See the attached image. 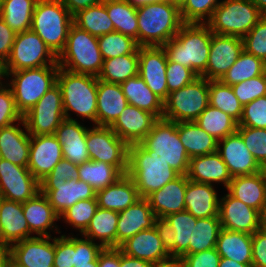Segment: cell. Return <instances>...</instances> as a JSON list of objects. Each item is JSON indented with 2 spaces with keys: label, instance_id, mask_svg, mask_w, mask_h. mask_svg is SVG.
<instances>
[{
  "label": "cell",
  "instance_id": "cell-1",
  "mask_svg": "<svg viewBox=\"0 0 266 267\" xmlns=\"http://www.w3.org/2000/svg\"><path fill=\"white\" fill-rule=\"evenodd\" d=\"M212 34L207 24L184 23L162 47L170 62L188 67L200 76L207 67Z\"/></svg>",
  "mask_w": 266,
  "mask_h": 267
},
{
  "label": "cell",
  "instance_id": "cell-2",
  "mask_svg": "<svg viewBox=\"0 0 266 267\" xmlns=\"http://www.w3.org/2000/svg\"><path fill=\"white\" fill-rule=\"evenodd\" d=\"M138 46H164L184 24L180 9L170 1L149 3L137 8Z\"/></svg>",
  "mask_w": 266,
  "mask_h": 267
},
{
  "label": "cell",
  "instance_id": "cell-3",
  "mask_svg": "<svg viewBox=\"0 0 266 267\" xmlns=\"http://www.w3.org/2000/svg\"><path fill=\"white\" fill-rule=\"evenodd\" d=\"M56 83L61 90L65 119L77 121L81 117L82 121L88 119L97 125L98 78L59 67ZM70 111L78 118L71 117Z\"/></svg>",
  "mask_w": 266,
  "mask_h": 267
},
{
  "label": "cell",
  "instance_id": "cell-4",
  "mask_svg": "<svg viewBox=\"0 0 266 267\" xmlns=\"http://www.w3.org/2000/svg\"><path fill=\"white\" fill-rule=\"evenodd\" d=\"M73 15L59 0H38L31 30L35 32L58 57L64 50Z\"/></svg>",
  "mask_w": 266,
  "mask_h": 267
},
{
  "label": "cell",
  "instance_id": "cell-5",
  "mask_svg": "<svg viewBox=\"0 0 266 267\" xmlns=\"http://www.w3.org/2000/svg\"><path fill=\"white\" fill-rule=\"evenodd\" d=\"M126 174L133 180L140 198H146L180 175L169 163L150 156L139 144L129 145Z\"/></svg>",
  "mask_w": 266,
  "mask_h": 267
},
{
  "label": "cell",
  "instance_id": "cell-6",
  "mask_svg": "<svg viewBox=\"0 0 266 267\" xmlns=\"http://www.w3.org/2000/svg\"><path fill=\"white\" fill-rule=\"evenodd\" d=\"M103 61L98 37L73 24L70 27L65 48L57 57L59 67L73 73L98 77Z\"/></svg>",
  "mask_w": 266,
  "mask_h": 267
},
{
  "label": "cell",
  "instance_id": "cell-7",
  "mask_svg": "<svg viewBox=\"0 0 266 267\" xmlns=\"http://www.w3.org/2000/svg\"><path fill=\"white\" fill-rule=\"evenodd\" d=\"M150 156L160 158L180 175H186L190 157L179 138L177 122L158 119L151 131L138 143Z\"/></svg>",
  "mask_w": 266,
  "mask_h": 267
},
{
  "label": "cell",
  "instance_id": "cell-8",
  "mask_svg": "<svg viewBox=\"0 0 266 267\" xmlns=\"http://www.w3.org/2000/svg\"><path fill=\"white\" fill-rule=\"evenodd\" d=\"M59 66H43L5 72L6 84L10 87L17 110L22 116L27 113L57 81Z\"/></svg>",
  "mask_w": 266,
  "mask_h": 267
},
{
  "label": "cell",
  "instance_id": "cell-9",
  "mask_svg": "<svg viewBox=\"0 0 266 267\" xmlns=\"http://www.w3.org/2000/svg\"><path fill=\"white\" fill-rule=\"evenodd\" d=\"M262 16L251 0H222L206 24L215 34L243 38Z\"/></svg>",
  "mask_w": 266,
  "mask_h": 267
},
{
  "label": "cell",
  "instance_id": "cell-10",
  "mask_svg": "<svg viewBox=\"0 0 266 267\" xmlns=\"http://www.w3.org/2000/svg\"><path fill=\"white\" fill-rule=\"evenodd\" d=\"M210 80L199 76L193 82L168 94L163 102V118L173 122H192L209 105Z\"/></svg>",
  "mask_w": 266,
  "mask_h": 267
},
{
  "label": "cell",
  "instance_id": "cell-11",
  "mask_svg": "<svg viewBox=\"0 0 266 267\" xmlns=\"http://www.w3.org/2000/svg\"><path fill=\"white\" fill-rule=\"evenodd\" d=\"M43 66H59L57 56L31 29L16 33L10 56L4 63V72Z\"/></svg>",
  "mask_w": 266,
  "mask_h": 267
},
{
  "label": "cell",
  "instance_id": "cell-12",
  "mask_svg": "<svg viewBox=\"0 0 266 267\" xmlns=\"http://www.w3.org/2000/svg\"><path fill=\"white\" fill-rule=\"evenodd\" d=\"M88 128L86 144L91 161L115 166L123 175L128 169L129 145L119 138L110 126L93 125Z\"/></svg>",
  "mask_w": 266,
  "mask_h": 267
},
{
  "label": "cell",
  "instance_id": "cell-13",
  "mask_svg": "<svg viewBox=\"0 0 266 267\" xmlns=\"http://www.w3.org/2000/svg\"><path fill=\"white\" fill-rule=\"evenodd\" d=\"M31 136L54 134L65 119L61 90L56 83L23 115Z\"/></svg>",
  "mask_w": 266,
  "mask_h": 267
},
{
  "label": "cell",
  "instance_id": "cell-14",
  "mask_svg": "<svg viewBox=\"0 0 266 267\" xmlns=\"http://www.w3.org/2000/svg\"><path fill=\"white\" fill-rule=\"evenodd\" d=\"M38 192L39 181L27 167L0 158V193L3 199L25 203Z\"/></svg>",
  "mask_w": 266,
  "mask_h": 267
},
{
  "label": "cell",
  "instance_id": "cell-15",
  "mask_svg": "<svg viewBox=\"0 0 266 267\" xmlns=\"http://www.w3.org/2000/svg\"><path fill=\"white\" fill-rule=\"evenodd\" d=\"M243 50L242 38L213 33L207 67L200 76L207 80H220Z\"/></svg>",
  "mask_w": 266,
  "mask_h": 267
},
{
  "label": "cell",
  "instance_id": "cell-16",
  "mask_svg": "<svg viewBox=\"0 0 266 267\" xmlns=\"http://www.w3.org/2000/svg\"><path fill=\"white\" fill-rule=\"evenodd\" d=\"M138 75L148 88L163 102L168 97L167 88V56L162 46L139 47Z\"/></svg>",
  "mask_w": 266,
  "mask_h": 267
},
{
  "label": "cell",
  "instance_id": "cell-17",
  "mask_svg": "<svg viewBox=\"0 0 266 267\" xmlns=\"http://www.w3.org/2000/svg\"><path fill=\"white\" fill-rule=\"evenodd\" d=\"M219 219L223 229L250 235L261 228V213L229 193L220 197Z\"/></svg>",
  "mask_w": 266,
  "mask_h": 267
},
{
  "label": "cell",
  "instance_id": "cell-18",
  "mask_svg": "<svg viewBox=\"0 0 266 267\" xmlns=\"http://www.w3.org/2000/svg\"><path fill=\"white\" fill-rule=\"evenodd\" d=\"M7 252L24 267H53L55 237L34 236L27 238L12 244Z\"/></svg>",
  "mask_w": 266,
  "mask_h": 267
},
{
  "label": "cell",
  "instance_id": "cell-19",
  "mask_svg": "<svg viewBox=\"0 0 266 267\" xmlns=\"http://www.w3.org/2000/svg\"><path fill=\"white\" fill-rule=\"evenodd\" d=\"M217 152L228 167L232 177L253 175L262 171V167L255 160L237 131L218 141Z\"/></svg>",
  "mask_w": 266,
  "mask_h": 267
},
{
  "label": "cell",
  "instance_id": "cell-20",
  "mask_svg": "<svg viewBox=\"0 0 266 267\" xmlns=\"http://www.w3.org/2000/svg\"><path fill=\"white\" fill-rule=\"evenodd\" d=\"M61 148L54 134L31 136L27 168L39 182L62 160Z\"/></svg>",
  "mask_w": 266,
  "mask_h": 267
},
{
  "label": "cell",
  "instance_id": "cell-21",
  "mask_svg": "<svg viewBox=\"0 0 266 267\" xmlns=\"http://www.w3.org/2000/svg\"><path fill=\"white\" fill-rule=\"evenodd\" d=\"M54 211L60 216L80 200L96 198V191L82 180L70 179L62 183H39Z\"/></svg>",
  "mask_w": 266,
  "mask_h": 267
},
{
  "label": "cell",
  "instance_id": "cell-22",
  "mask_svg": "<svg viewBox=\"0 0 266 267\" xmlns=\"http://www.w3.org/2000/svg\"><path fill=\"white\" fill-rule=\"evenodd\" d=\"M157 120L154 114L128 105L110 128L128 145L138 144L151 131Z\"/></svg>",
  "mask_w": 266,
  "mask_h": 267
},
{
  "label": "cell",
  "instance_id": "cell-23",
  "mask_svg": "<svg viewBox=\"0 0 266 267\" xmlns=\"http://www.w3.org/2000/svg\"><path fill=\"white\" fill-rule=\"evenodd\" d=\"M23 213L22 203L0 200V247L8 249L12 244L34 237Z\"/></svg>",
  "mask_w": 266,
  "mask_h": 267
},
{
  "label": "cell",
  "instance_id": "cell-24",
  "mask_svg": "<svg viewBox=\"0 0 266 267\" xmlns=\"http://www.w3.org/2000/svg\"><path fill=\"white\" fill-rule=\"evenodd\" d=\"M118 214L116 247L138 232L152 228L156 219L146 198H139L133 205Z\"/></svg>",
  "mask_w": 266,
  "mask_h": 267
},
{
  "label": "cell",
  "instance_id": "cell-25",
  "mask_svg": "<svg viewBox=\"0 0 266 267\" xmlns=\"http://www.w3.org/2000/svg\"><path fill=\"white\" fill-rule=\"evenodd\" d=\"M88 127L80 121L64 119L54 135L62 145L63 158L70 162L81 165L90 160L86 144Z\"/></svg>",
  "mask_w": 266,
  "mask_h": 267
},
{
  "label": "cell",
  "instance_id": "cell-26",
  "mask_svg": "<svg viewBox=\"0 0 266 267\" xmlns=\"http://www.w3.org/2000/svg\"><path fill=\"white\" fill-rule=\"evenodd\" d=\"M17 123V126H16ZM20 124L25 129L20 128ZM31 135L24 119L0 129V158L28 167Z\"/></svg>",
  "mask_w": 266,
  "mask_h": 267
},
{
  "label": "cell",
  "instance_id": "cell-27",
  "mask_svg": "<svg viewBox=\"0 0 266 267\" xmlns=\"http://www.w3.org/2000/svg\"><path fill=\"white\" fill-rule=\"evenodd\" d=\"M118 248L128 256L139 258L152 264L171 258L154 226L138 232Z\"/></svg>",
  "mask_w": 266,
  "mask_h": 267
},
{
  "label": "cell",
  "instance_id": "cell-28",
  "mask_svg": "<svg viewBox=\"0 0 266 267\" xmlns=\"http://www.w3.org/2000/svg\"><path fill=\"white\" fill-rule=\"evenodd\" d=\"M186 176L189 180L198 183L211 185H215L214 182L221 183L225 189L228 188L233 178L217 151L191 157Z\"/></svg>",
  "mask_w": 266,
  "mask_h": 267
},
{
  "label": "cell",
  "instance_id": "cell-29",
  "mask_svg": "<svg viewBox=\"0 0 266 267\" xmlns=\"http://www.w3.org/2000/svg\"><path fill=\"white\" fill-rule=\"evenodd\" d=\"M23 213L26 218L29 230L37 236H52V232L60 234L56 221L60 216L54 211L47 197L38 192L33 198L22 203Z\"/></svg>",
  "mask_w": 266,
  "mask_h": 267
},
{
  "label": "cell",
  "instance_id": "cell-30",
  "mask_svg": "<svg viewBox=\"0 0 266 267\" xmlns=\"http://www.w3.org/2000/svg\"><path fill=\"white\" fill-rule=\"evenodd\" d=\"M187 183L188 177L179 175L146 197L156 217L164 218L170 214L185 211L184 196Z\"/></svg>",
  "mask_w": 266,
  "mask_h": 267
},
{
  "label": "cell",
  "instance_id": "cell-31",
  "mask_svg": "<svg viewBox=\"0 0 266 267\" xmlns=\"http://www.w3.org/2000/svg\"><path fill=\"white\" fill-rule=\"evenodd\" d=\"M185 210L195 218L219 216V200L215 186L188 179L185 191Z\"/></svg>",
  "mask_w": 266,
  "mask_h": 267
},
{
  "label": "cell",
  "instance_id": "cell-32",
  "mask_svg": "<svg viewBox=\"0 0 266 267\" xmlns=\"http://www.w3.org/2000/svg\"><path fill=\"white\" fill-rule=\"evenodd\" d=\"M227 192L260 213L266 208V179L263 171L233 177Z\"/></svg>",
  "mask_w": 266,
  "mask_h": 267
},
{
  "label": "cell",
  "instance_id": "cell-33",
  "mask_svg": "<svg viewBox=\"0 0 266 267\" xmlns=\"http://www.w3.org/2000/svg\"><path fill=\"white\" fill-rule=\"evenodd\" d=\"M120 84L107 83L98 79L97 125L111 126L128 106Z\"/></svg>",
  "mask_w": 266,
  "mask_h": 267
},
{
  "label": "cell",
  "instance_id": "cell-34",
  "mask_svg": "<svg viewBox=\"0 0 266 267\" xmlns=\"http://www.w3.org/2000/svg\"><path fill=\"white\" fill-rule=\"evenodd\" d=\"M98 207L120 212L133 205L139 198L133 180L122 175L114 184L96 192Z\"/></svg>",
  "mask_w": 266,
  "mask_h": 267
},
{
  "label": "cell",
  "instance_id": "cell-35",
  "mask_svg": "<svg viewBox=\"0 0 266 267\" xmlns=\"http://www.w3.org/2000/svg\"><path fill=\"white\" fill-rule=\"evenodd\" d=\"M216 249L223 258L233 259L238 263L252 264V235L221 229Z\"/></svg>",
  "mask_w": 266,
  "mask_h": 267
},
{
  "label": "cell",
  "instance_id": "cell-36",
  "mask_svg": "<svg viewBox=\"0 0 266 267\" xmlns=\"http://www.w3.org/2000/svg\"><path fill=\"white\" fill-rule=\"evenodd\" d=\"M120 85L129 105L150 112L158 119L163 118V101L148 88L139 75Z\"/></svg>",
  "mask_w": 266,
  "mask_h": 267
},
{
  "label": "cell",
  "instance_id": "cell-37",
  "mask_svg": "<svg viewBox=\"0 0 266 267\" xmlns=\"http://www.w3.org/2000/svg\"><path fill=\"white\" fill-rule=\"evenodd\" d=\"M119 214L109 209L97 208L82 236L93 240L103 248L116 247V231Z\"/></svg>",
  "mask_w": 266,
  "mask_h": 267
},
{
  "label": "cell",
  "instance_id": "cell-38",
  "mask_svg": "<svg viewBox=\"0 0 266 267\" xmlns=\"http://www.w3.org/2000/svg\"><path fill=\"white\" fill-rule=\"evenodd\" d=\"M177 130L190 158L217 151L218 140L206 133L194 121L177 122Z\"/></svg>",
  "mask_w": 266,
  "mask_h": 267
},
{
  "label": "cell",
  "instance_id": "cell-39",
  "mask_svg": "<svg viewBox=\"0 0 266 267\" xmlns=\"http://www.w3.org/2000/svg\"><path fill=\"white\" fill-rule=\"evenodd\" d=\"M139 48L133 54H126L103 61L98 79L107 83L121 84L138 75Z\"/></svg>",
  "mask_w": 266,
  "mask_h": 267
},
{
  "label": "cell",
  "instance_id": "cell-40",
  "mask_svg": "<svg viewBox=\"0 0 266 267\" xmlns=\"http://www.w3.org/2000/svg\"><path fill=\"white\" fill-rule=\"evenodd\" d=\"M114 31L132 37L138 44L137 8L127 0H105Z\"/></svg>",
  "mask_w": 266,
  "mask_h": 267
},
{
  "label": "cell",
  "instance_id": "cell-41",
  "mask_svg": "<svg viewBox=\"0 0 266 267\" xmlns=\"http://www.w3.org/2000/svg\"><path fill=\"white\" fill-rule=\"evenodd\" d=\"M73 24L96 37L114 31L113 23L105 7V0L95 6L79 10L73 15Z\"/></svg>",
  "mask_w": 266,
  "mask_h": 267
},
{
  "label": "cell",
  "instance_id": "cell-42",
  "mask_svg": "<svg viewBox=\"0 0 266 267\" xmlns=\"http://www.w3.org/2000/svg\"><path fill=\"white\" fill-rule=\"evenodd\" d=\"M38 0H2L0 17L16 33L31 29Z\"/></svg>",
  "mask_w": 266,
  "mask_h": 267
},
{
  "label": "cell",
  "instance_id": "cell-43",
  "mask_svg": "<svg viewBox=\"0 0 266 267\" xmlns=\"http://www.w3.org/2000/svg\"><path fill=\"white\" fill-rule=\"evenodd\" d=\"M218 141L237 131L238 122L227 113L210 105L194 121Z\"/></svg>",
  "mask_w": 266,
  "mask_h": 267
},
{
  "label": "cell",
  "instance_id": "cell-44",
  "mask_svg": "<svg viewBox=\"0 0 266 267\" xmlns=\"http://www.w3.org/2000/svg\"><path fill=\"white\" fill-rule=\"evenodd\" d=\"M79 180L88 183L96 192L114 184L123 174L113 165L87 161L78 165Z\"/></svg>",
  "mask_w": 266,
  "mask_h": 267
},
{
  "label": "cell",
  "instance_id": "cell-45",
  "mask_svg": "<svg viewBox=\"0 0 266 267\" xmlns=\"http://www.w3.org/2000/svg\"><path fill=\"white\" fill-rule=\"evenodd\" d=\"M221 229L219 216L197 219L193 222L192 243L182 256L215 248Z\"/></svg>",
  "mask_w": 266,
  "mask_h": 267
},
{
  "label": "cell",
  "instance_id": "cell-46",
  "mask_svg": "<svg viewBox=\"0 0 266 267\" xmlns=\"http://www.w3.org/2000/svg\"><path fill=\"white\" fill-rule=\"evenodd\" d=\"M265 71V62L243 50L233 66L226 72L220 81L226 85L233 86L262 75Z\"/></svg>",
  "mask_w": 266,
  "mask_h": 267
},
{
  "label": "cell",
  "instance_id": "cell-47",
  "mask_svg": "<svg viewBox=\"0 0 266 267\" xmlns=\"http://www.w3.org/2000/svg\"><path fill=\"white\" fill-rule=\"evenodd\" d=\"M209 105L227 113L237 122L240 121L243 106L234 95L230 85L220 80H210Z\"/></svg>",
  "mask_w": 266,
  "mask_h": 267
},
{
  "label": "cell",
  "instance_id": "cell-48",
  "mask_svg": "<svg viewBox=\"0 0 266 267\" xmlns=\"http://www.w3.org/2000/svg\"><path fill=\"white\" fill-rule=\"evenodd\" d=\"M98 46L103 60L133 54L139 48L136 40L117 31L99 36Z\"/></svg>",
  "mask_w": 266,
  "mask_h": 267
},
{
  "label": "cell",
  "instance_id": "cell-49",
  "mask_svg": "<svg viewBox=\"0 0 266 267\" xmlns=\"http://www.w3.org/2000/svg\"><path fill=\"white\" fill-rule=\"evenodd\" d=\"M164 218L175 231L176 258H180L189 249V243H192L193 222H197V218L186 210Z\"/></svg>",
  "mask_w": 266,
  "mask_h": 267
},
{
  "label": "cell",
  "instance_id": "cell-50",
  "mask_svg": "<svg viewBox=\"0 0 266 267\" xmlns=\"http://www.w3.org/2000/svg\"><path fill=\"white\" fill-rule=\"evenodd\" d=\"M98 208L97 198L88 200H80L73 206L66 209L61 215L60 219L67 225H70L80 232V235L88 227L90 220L94 216Z\"/></svg>",
  "mask_w": 266,
  "mask_h": 267
},
{
  "label": "cell",
  "instance_id": "cell-51",
  "mask_svg": "<svg viewBox=\"0 0 266 267\" xmlns=\"http://www.w3.org/2000/svg\"><path fill=\"white\" fill-rule=\"evenodd\" d=\"M220 3L219 0H187L180 9L182 21L184 23L206 24Z\"/></svg>",
  "mask_w": 266,
  "mask_h": 267
},
{
  "label": "cell",
  "instance_id": "cell-52",
  "mask_svg": "<svg viewBox=\"0 0 266 267\" xmlns=\"http://www.w3.org/2000/svg\"><path fill=\"white\" fill-rule=\"evenodd\" d=\"M237 132L258 164L266 165V129L238 126Z\"/></svg>",
  "mask_w": 266,
  "mask_h": 267
},
{
  "label": "cell",
  "instance_id": "cell-53",
  "mask_svg": "<svg viewBox=\"0 0 266 267\" xmlns=\"http://www.w3.org/2000/svg\"><path fill=\"white\" fill-rule=\"evenodd\" d=\"M243 49L266 63V15L242 38Z\"/></svg>",
  "mask_w": 266,
  "mask_h": 267
},
{
  "label": "cell",
  "instance_id": "cell-54",
  "mask_svg": "<svg viewBox=\"0 0 266 267\" xmlns=\"http://www.w3.org/2000/svg\"><path fill=\"white\" fill-rule=\"evenodd\" d=\"M232 87L234 95L242 106L266 95V71L257 77L235 84Z\"/></svg>",
  "mask_w": 266,
  "mask_h": 267
},
{
  "label": "cell",
  "instance_id": "cell-55",
  "mask_svg": "<svg viewBox=\"0 0 266 267\" xmlns=\"http://www.w3.org/2000/svg\"><path fill=\"white\" fill-rule=\"evenodd\" d=\"M238 126L266 129V95L243 106Z\"/></svg>",
  "mask_w": 266,
  "mask_h": 267
},
{
  "label": "cell",
  "instance_id": "cell-56",
  "mask_svg": "<svg viewBox=\"0 0 266 267\" xmlns=\"http://www.w3.org/2000/svg\"><path fill=\"white\" fill-rule=\"evenodd\" d=\"M23 119L17 110L15 99L10 87L5 83L0 84V129Z\"/></svg>",
  "mask_w": 266,
  "mask_h": 267
},
{
  "label": "cell",
  "instance_id": "cell-57",
  "mask_svg": "<svg viewBox=\"0 0 266 267\" xmlns=\"http://www.w3.org/2000/svg\"><path fill=\"white\" fill-rule=\"evenodd\" d=\"M81 238L74 235V266L90 265V262H94L98 259V254L103 247L91 239H88L82 235Z\"/></svg>",
  "mask_w": 266,
  "mask_h": 267
},
{
  "label": "cell",
  "instance_id": "cell-58",
  "mask_svg": "<svg viewBox=\"0 0 266 267\" xmlns=\"http://www.w3.org/2000/svg\"><path fill=\"white\" fill-rule=\"evenodd\" d=\"M168 94L193 82L199 76L188 67L167 61L166 66Z\"/></svg>",
  "mask_w": 266,
  "mask_h": 267
},
{
  "label": "cell",
  "instance_id": "cell-59",
  "mask_svg": "<svg viewBox=\"0 0 266 267\" xmlns=\"http://www.w3.org/2000/svg\"><path fill=\"white\" fill-rule=\"evenodd\" d=\"M69 234L67 236L62 234L60 237L55 236L53 267H74V234Z\"/></svg>",
  "mask_w": 266,
  "mask_h": 267
},
{
  "label": "cell",
  "instance_id": "cell-60",
  "mask_svg": "<svg viewBox=\"0 0 266 267\" xmlns=\"http://www.w3.org/2000/svg\"><path fill=\"white\" fill-rule=\"evenodd\" d=\"M70 179H79L78 165L62 158L53 170L39 183H62V181Z\"/></svg>",
  "mask_w": 266,
  "mask_h": 267
},
{
  "label": "cell",
  "instance_id": "cell-61",
  "mask_svg": "<svg viewBox=\"0 0 266 267\" xmlns=\"http://www.w3.org/2000/svg\"><path fill=\"white\" fill-rule=\"evenodd\" d=\"M184 267H218L221 256L216 247L180 257Z\"/></svg>",
  "mask_w": 266,
  "mask_h": 267
},
{
  "label": "cell",
  "instance_id": "cell-62",
  "mask_svg": "<svg viewBox=\"0 0 266 267\" xmlns=\"http://www.w3.org/2000/svg\"><path fill=\"white\" fill-rule=\"evenodd\" d=\"M154 227L156 228L167 252L171 257L176 258V241L174 240L175 231L170 223L165 218L156 217Z\"/></svg>",
  "mask_w": 266,
  "mask_h": 267
},
{
  "label": "cell",
  "instance_id": "cell-63",
  "mask_svg": "<svg viewBox=\"0 0 266 267\" xmlns=\"http://www.w3.org/2000/svg\"><path fill=\"white\" fill-rule=\"evenodd\" d=\"M252 266L266 267V231L261 228L252 234Z\"/></svg>",
  "mask_w": 266,
  "mask_h": 267
},
{
  "label": "cell",
  "instance_id": "cell-64",
  "mask_svg": "<svg viewBox=\"0 0 266 267\" xmlns=\"http://www.w3.org/2000/svg\"><path fill=\"white\" fill-rule=\"evenodd\" d=\"M16 32H14L0 17V61L3 63L9 58Z\"/></svg>",
  "mask_w": 266,
  "mask_h": 267
},
{
  "label": "cell",
  "instance_id": "cell-65",
  "mask_svg": "<svg viewBox=\"0 0 266 267\" xmlns=\"http://www.w3.org/2000/svg\"><path fill=\"white\" fill-rule=\"evenodd\" d=\"M98 267H120V249L103 248L98 254Z\"/></svg>",
  "mask_w": 266,
  "mask_h": 267
},
{
  "label": "cell",
  "instance_id": "cell-66",
  "mask_svg": "<svg viewBox=\"0 0 266 267\" xmlns=\"http://www.w3.org/2000/svg\"><path fill=\"white\" fill-rule=\"evenodd\" d=\"M74 15L79 10L100 4L103 0H59Z\"/></svg>",
  "mask_w": 266,
  "mask_h": 267
},
{
  "label": "cell",
  "instance_id": "cell-67",
  "mask_svg": "<svg viewBox=\"0 0 266 267\" xmlns=\"http://www.w3.org/2000/svg\"><path fill=\"white\" fill-rule=\"evenodd\" d=\"M152 266H153L152 263L145 260H141L139 258L128 256L122 253L120 250V267H152Z\"/></svg>",
  "mask_w": 266,
  "mask_h": 267
},
{
  "label": "cell",
  "instance_id": "cell-68",
  "mask_svg": "<svg viewBox=\"0 0 266 267\" xmlns=\"http://www.w3.org/2000/svg\"><path fill=\"white\" fill-rule=\"evenodd\" d=\"M152 267H184L180 258L171 257L165 261L153 264Z\"/></svg>",
  "mask_w": 266,
  "mask_h": 267
},
{
  "label": "cell",
  "instance_id": "cell-69",
  "mask_svg": "<svg viewBox=\"0 0 266 267\" xmlns=\"http://www.w3.org/2000/svg\"><path fill=\"white\" fill-rule=\"evenodd\" d=\"M218 267H253L252 264H243L234 261L233 259L221 257Z\"/></svg>",
  "mask_w": 266,
  "mask_h": 267
},
{
  "label": "cell",
  "instance_id": "cell-70",
  "mask_svg": "<svg viewBox=\"0 0 266 267\" xmlns=\"http://www.w3.org/2000/svg\"><path fill=\"white\" fill-rule=\"evenodd\" d=\"M5 267H24L17 263L7 252L5 249Z\"/></svg>",
  "mask_w": 266,
  "mask_h": 267
},
{
  "label": "cell",
  "instance_id": "cell-71",
  "mask_svg": "<svg viewBox=\"0 0 266 267\" xmlns=\"http://www.w3.org/2000/svg\"><path fill=\"white\" fill-rule=\"evenodd\" d=\"M127 1H129L134 7L138 8L140 6H144L149 3L162 2L165 0H127Z\"/></svg>",
  "mask_w": 266,
  "mask_h": 267
},
{
  "label": "cell",
  "instance_id": "cell-72",
  "mask_svg": "<svg viewBox=\"0 0 266 267\" xmlns=\"http://www.w3.org/2000/svg\"><path fill=\"white\" fill-rule=\"evenodd\" d=\"M251 1L256 5V7L263 15H266V0H251Z\"/></svg>",
  "mask_w": 266,
  "mask_h": 267
},
{
  "label": "cell",
  "instance_id": "cell-73",
  "mask_svg": "<svg viewBox=\"0 0 266 267\" xmlns=\"http://www.w3.org/2000/svg\"><path fill=\"white\" fill-rule=\"evenodd\" d=\"M168 1H170L174 6L178 7L179 9H181L187 2V0H168Z\"/></svg>",
  "mask_w": 266,
  "mask_h": 267
},
{
  "label": "cell",
  "instance_id": "cell-74",
  "mask_svg": "<svg viewBox=\"0 0 266 267\" xmlns=\"http://www.w3.org/2000/svg\"><path fill=\"white\" fill-rule=\"evenodd\" d=\"M261 229L266 231V208L261 213Z\"/></svg>",
  "mask_w": 266,
  "mask_h": 267
},
{
  "label": "cell",
  "instance_id": "cell-75",
  "mask_svg": "<svg viewBox=\"0 0 266 267\" xmlns=\"http://www.w3.org/2000/svg\"><path fill=\"white\" fill-rule=\"evenodd\" d=\"M4 78V81L2 80ZM5 82L4 63L0 61V84Z\"/></svg>",
  "mask_w": 266,
  "mask_h": 267
},
{
  "label": "cell",
  "instance_id": "cell-76",
  "mask_svg": "<svg viewBox=\"0 0 266 267\" xmlns=\"http://www.w3.org/2000/svg\"><path fill=\"white\" fill-rule=\"evenodd\" d=\"M0 267H5V249L0 250Z\"/></svg>",
  "mask_w": 266,
  "mask_h": 267
},
{
  "label": "cell",
  "instance_id": "cell-77",
  "mask_svg": "<svg viewBox=\"0 0 266 267\" xmlns=\"http://www.w3.org/2000/svg\"><path fill=\"white\" fill-rule=\"evenodd\" d=\"M74 267H98V259L94 262H90V265L74 266Z\"/></svg>",
  "mask_w": 266,
  "mask_h": 267
},
{
  "label": "cell",
  "instance_id": "cell-78",
  "mask_svg": "<svg viewBox=\"0 0 266 267\" xmlns=\"http://www.w3.org/2000/svg\"><path fill=\"white\" fill-rule=\"evenodd\" d=\"M262 171H263L264 176H265V179H266V165H264V166L262 167Z\"/></svg>",
  "mask_w": 266,
  "mask_h": 267
},
{
  "label": "cell",
  "instance_id": "cell-79",
  "mask_svg": "<svg viewBox=\"0 0 266 267\" xmlns=\"http://www.w3.org/2000/svg\"><path fill=\"white\" fill-rule=\"evenodd\" d=\"M1 8H2V0H0V14H1Z\"/></svg>",
  "mask_w": 266,
  "mask_h": 267
}]
</instances>
